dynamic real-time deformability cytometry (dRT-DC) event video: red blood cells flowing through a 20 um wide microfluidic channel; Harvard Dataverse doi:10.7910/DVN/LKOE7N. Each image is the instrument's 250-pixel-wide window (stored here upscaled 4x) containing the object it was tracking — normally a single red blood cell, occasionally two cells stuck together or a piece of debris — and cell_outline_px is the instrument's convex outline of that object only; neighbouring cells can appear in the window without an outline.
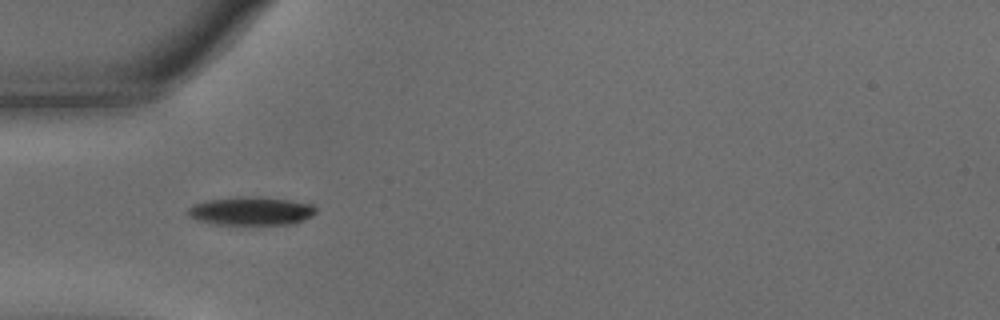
{"species": "common noctule bat (a hibernating species)", "species_latin": "Nyctalus noctula", "temperature_condition": "warm", "stored_images_in_passage": 40, "camera_frame_rate_fps": 3000, "um_per_image_px": 0.085, "animal": {"sex": "male", "body_mass_g": 15.6}, "frame": {"image": 1, "passage_image": 1, "time_ms": 0.0, "image_size_px": [1000, 320], "cell_outline_px": [[316, 212], [312, 216], [296, 224], [216, 224], [200, 220], [192, 216], [188, 212], [188, 208], [192, 204], [208, 200], [232, 196], [260, 196], [288, 200], [312, 204], [316, 208]], "centroid_in_image_um": [21.39, 17.92], "position_along_channel_um": 63.6, "area_um2": 21.21}}
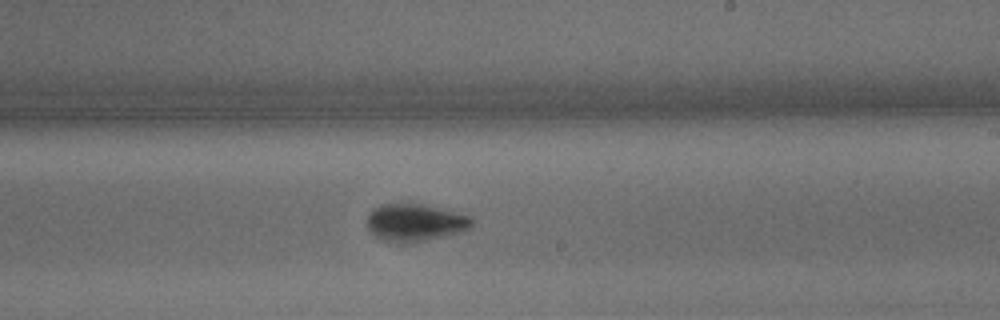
{"frame": {"image": 2, "passage_image": 17, "time_ms": 5.333, "image_size_px": [1000, 320], "cell_outline_px": [[472, 224], [468, 228], [456, 232], [408, 244], [400, 244], [384, 240], [376, 236], [368, 228], [368, 216], [380, 204], [424, 204], [468, 216], [472, 220]], "centroid_in_image_um": [35.23, 18.92], "position_along_channel_um": 253.8, "area_um2": 22.14}}
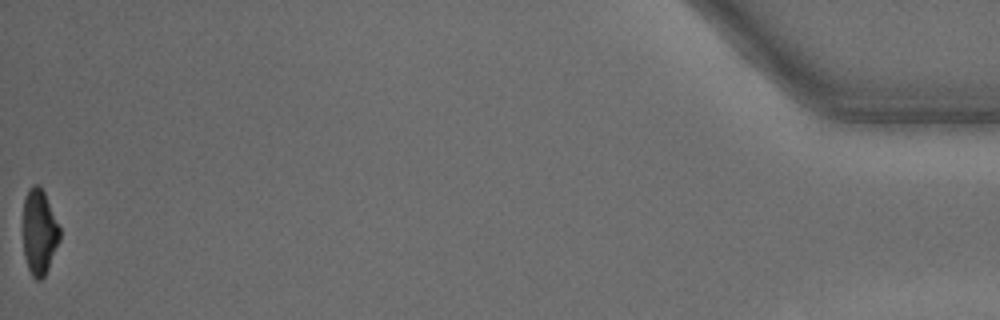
{"frame": {"image": 3, "passage_image": 40, "time_ms": 13.0, "image_size_px": [1000, 320], "cell_outline_px": [[60, 240], [48, 268], [44, 276], [40, 280], [36, 280], [32, 276], [28, 268], [24, 256], [24, 200], [28, 188], [36, 184], [40, 184], [44, 192], [60, 228]], "centroid_in_image_um": [3.34, 19.72], "position_along_channel_um": 431.9, "area_um2": 18.09}, "authors_computed_cell_mechanics": {"area_um2": 21.2126, "velocity_mm_per_s": 3.581, "shape_relaxation_time_tau1_ms": 2.6447, "shape_relaxation_time_tau2_ms": 2.6234, "deformation_change_tau1": 0.1663, "deformation_change_tau2": 0.0662}}